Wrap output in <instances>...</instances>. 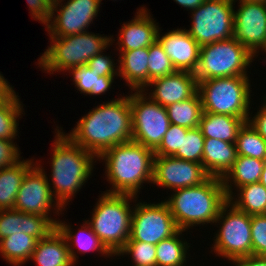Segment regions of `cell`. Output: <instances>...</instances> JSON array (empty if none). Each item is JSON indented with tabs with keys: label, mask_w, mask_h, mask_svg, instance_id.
I'll return each mask as SVG.
<instances>
[{
	"label": "cell",
	"mask_w": 266,
	"mask_h": 266,
	"mask_svg": "<svg viewBox=\"0 0 266 266\" xmlns=\"http://www.w3.org/2000/svg\"><path fill=\"white\" fill-rule=\"evenodd\" d=\"M100 6L99 0H53L51 18L44 26L47 36L65 37L88 32L100 13Z\"/></svg>",
	"instance_id": "5bb4252c"
},
{
	"label": "cell",
	"mask_w": 266,
	"mask_h": 266,
	"mask_svg": "<svg viewBox=\"0 0 266 266\" xmlns=\"http://www.w3.org/2000/svg\"><path fill=\"white\" fill-rule=\"evenodd\" d=\"M184 232L179 230L156 245V266H188L191 244L184 240Z\"/></svg>",
	"instance_id": "f1b7e54d"
},
{
	"label": "cell",
	"mask_w": 266,
	"mask_h": 266,
	"mask_svg": "<svg viewBox=\"0 0 266 266\" xmlns=\"http://www.w3.org/2000/svg\"><path fill=\"white\" fill-rule=\"evenodd\" d=\"M188 128L170 124L159 147L154 151L156 156H174L181 149L182 134H186Z\"/></svg>",
	"instance_id": "74e56055"
},
{
	"label": "cell",
	"mask_w": 266,
	"mask_h": 266,
	"mask_svg": "<svg viewBox=\"0 0 266 266\" xmlns=\"http://www.w3.org/2000/svg\"><path fill=\"white\" fill-rule=\"evenodd\" d=\"M210 176L203 165L173 156H156L153 159L152 183L158 188L174 191L179 188L197 186Z\"/></svg>",
	"instance_id": "2e32d148"
},
{
	"label": "cell",
	"mask_w": 266,
	"mask_h": 266,
	"mask_svg": "<svg viewBox=\"0 0 266 266\" xmlns=\"http://www.w3.org/2000/svg\"><path fill=\"white\" fill-rule=\"evenodd\" d=\"M138 198L132 202L134 209L130 238L127 241H141L157 245L180 230L164 200L159 203H147Z\"/></svg>",
	"instance_id": "7c38bea8"
},
{
	"label": "cell",
	"mask_w": 266,
	"mask_h": 266,
	"mask_svg": "<svg viewBox=\"0 0 266 266\" xmlns=\"http://www.w3.org/2000/svg\"><path fill=\"white\" fill-rule=\"evenodd\" d=\"M44 170L41 163L36 160V163L26 172L18 190L14 209L49 217L57 224L59 218L53 219L52 213L59 216L65 209L54 198Z\"/></svg>",
	"instance_id": "4fadbf2b"
},
{
	"label": "cell",
	"mask_w": 266,
	"mask_h": 266,
	"mask_svg": "<svg viewBox=\"0 0 266 266\" xmlns=\"http://www.w3.org/2000/svg\"><path fill=\"white\" fill-rule=\"evenodd\" d=\"M228 201L250 216L266 214V188L260 182L237 188Z\"/></svg>",
	"instance_id": "f546056e"
},
{
	"label": "cell",
	"mask_w": 266,
	"mask_h": 266,
	"mask_svg": "<svg viewBox=\"0 0 266 266\" xmlns=\"http://www.w3.org/2000/svg\"><path fill=\"white\" fill-rule=\"evenodd\" d=\"M132 140L155 151L166 134L170 120L166 107L152 101L142 91H131Z\"/></svg>",
	"instance_id": "8fae6325"
},
{
	"label": "cell",
	"mask_w": 266,
	"mask_h": 266,
	"mask_svg": "<svg viewBox=\"0 0 266 266\" xmlns=\"http://www.w3.org/2000/svg\"><path fill=\"white\" fill-rule=\"evenodd\" d=\"M254 58L255 56L234 37L216 41L200 47L194 76L197 82L213 78L250 76L248 68Z\"/></svg>",
	"instance_id": "ba28073f"
},
{
	"label": "cell",
	"mask_w": 266,
	"mask_h": 266,
	"mask_svg": "<svg viewBox=\"0 0 266 266\" xmlns=\"http://www.w3.org/2000/svg\"><path fill=\"white\" fill-rule=\"evenodd\" d=\"M236 144L205 138L202 165L210 177L223 178L237 159Z\"/></svg>",
	"instance_id": "603a6c76"
},
{
	"label": "cell",
	"mask_w": 266,
	"mask_h": 266,
	"mask_svg": "<svg viewBox=\"0 0 266 266\" xmlns=\"http://www.w3.org/2000/svg\"><path fill=\"white\" fill-rule=\"evenodd\" d=\"M19 97L15 91L8 98L0 100V139H17L19 119L25 115L24 104Z\"/></svg>",
	"instance_id": "d6a6232c"
},
{
	"label": "cell",
	"mask_w": 266,
	"mask_h": 266,
	"mask_svg": "<svg viewBox=\"0 0 266 266\" xmlns=\"http://www.w3.org/2000/svg\"><path fill=\"white\" fill-rule=\"evenodd\" d=\"M103 51L92 57L87 66L91 69V71H95L97 75L105 76V77H118V65L119 63H115V57L112 58V55L105 54Z\"/></svg>",
	"instance_id": "ab89813d"
},
{
	"label": "cell",
	"mask_w": 266,
	"mask_h": 266,
	"mask_svg": "<svg viewBox=\"0 0 266 266\" xmlns=\"http://www.w3.org/2000/svg\"><path fill=\"white\" fill-rule=\"evenodd\" d=\"M250 76L213 78L198 82L203 112L226 114L249 119L251 101Z\"/></svg>",
	"instance_id": "52a82bcc"
},
{
	"label": "cell",
	"mask_w": 266,
	"mask_h": 266,
	"mask_svg": "<svg viewBox=\"0 0 266 266\" xmlns=\"http://www.w3.org/2000/svg\"><path fill=\"white\" fill-rule=\"evenodd\" d=\"M176 72L170 58L165 53L163 46L156 40L149 46L148 58V84L157 79Z\"/></svg>",
	"instance_id": "d590c367"
},
{
	"label": "cell",
	"mask_w": 266,
	"mask_h": 266,
	"mask_svg": "<svg viewBox=\"0 0 266 266\" xmlns=\"http://www.w3.org/2000/svg\"><path fill=\"white\" fill-rule=\"evenodd\" d=\"M65 133L62 127L56 126L50 153V178L47 176L54 198L64 209L92 177L98 162L92 152L74 143Z\"/></svg>",
	"instance_id": "7a4b0ae2"
},
{
	"label": "cell",
	"mask_w": 266,
	"mask_h": 266,
	"mask_svg": "<svg viewBox=\"0 0 266 266\" xmlns=\"http://www.w3.org/2000/svg\"><path fill=\"white\" fill-rule=\"evenodd\" d=\"M14 92V86H12L0 72V100L8 98Z\"/></svg>",
	"instance_id": "f6af8a7d"
},
{
	"label": "cell",
	"mask_w": 266,
	"mask_h": 266,
	"mask_svg": "<svg viewBox=\"0 0 266 266\" xmlns=\"http://www.w3.org/2000/svg\"><path fill=\"white\" fill-rule=\"evenodd\" d=\"M82 223L83 224L80 226L81 228L79 227L77 231L73 230L72 225L60 219L56 224V228L66 240L69 249V255L73 264H78V252L79 254L85 255L88 252L91 253L92 251H96L101 255L100 257H112L114 259L115 256L106 248L99 237L93 232L90 224L86 221V219L83 220Z\"/></svg>",
	"instance_id": "44dd1931"
},
{
	"label": "cell",
	"mask_w": 266,
	"mask_h": 266,
	"mask_svg": "<svg viewBox=\"0 0 266 266\" xmlns=\"http://www.w3.org/2000/svg\"><path fill=\"white\" fill-rule=\"evenodd\" d=\"M259 182L266 188V160H264L263 171Z\"/></svg>",
	"instance_id": "7dc6e473"
},
{
	"label": "cell",
	"mask_w": 266,
	"mask_h": 266,
	"mask_svg": "<svg viewBox=\"0 0 266 266\" xmlns=\"http://www.w3.org/2000/svg\"><path fill=\"white\" fill-rule=\"evenodd\" d=\"M176 4L184 7L185 10H189L190 12L201 5L204 1L203 0H173Z\"/></svg>",
	"instance_id": "bcb514c9"
},
{
	"label": "cell",
	"mask_w": 266,
	"mask_h": 266,
	"mask_svg": "<svg viewBox=\"0 0 266 266\" xmlns=\"http://www.w3.org/2000/svg\"><path fill=\"white\" fill-rule=\"evenodd\" d=\"M245 122V119L239 117L203 112L198 128L205 138L235 143L238 131Z\"/></svg>",
	"instance_id": "d4e9b609"
},
{
	"label": "cell",
	"mask_w": 266,
	"mask_h": 266,
	"mask_svg": "<svg viewBox=\"0 0 266 266\" xmlns=\"http://www.w3.org/2000/svg\"><path fill=\"white\" fill-rule=\"evenodd\" d=\"M66 72L73 77L71 79L77 88L76 90L80 91V94L83 93V95L90 97L107 94L108 91H111L114 79H117L115 77H100L95 71H91L87 65L70 68Z\"/></svg>",
	"instance_id": "4dcf8cb0"
},
{
	"label": "cell",
	"mask_w": 266,
	"mask_h": 266,
	"mask_svg": "<svg viewBox=\"0 0 266 266\" xmlns=\"http://www.w3.org/2000/svg\"><path fill=\"white\" fill-rule=\"evenodd\" d=\"M228 263L232 264L231 266H266V256L250 255L230 260Z\"/></svg>",
	"instance_id": "ee69618b"
},
{
	"label": "cell",
	"mask_w": 266,
	"mask_h": 266,
	"mask_svg": "<svg viewBox=\"0 0 266 266\" xmlns=\"http://www.w3.org/2000/svg\"><path fill=\"white\" fill-rule=\"evenodd\" d=\"M263 51L264 54H266V45L263 47V49L261 50V52Z\"/></svg>",
	"instance_id": "c3c4849f"
},
{
	"label": "cell",
	"mask_w": 266,
	"mask_h": 266,
	"mask_svg": "<svg viewBox=\"0 0 266 266\" xmlns=\"http://www.w3.org/2000/svg\"><path fill=\"white\" fill-rule=\"evenodd\" d=\"M30 260L38 266H75L66 240L57 228L46 238L38 240Z\"/></svg>",
	"instance_id": "cb8c5ba5"
},
{
	"label": "cell",
	"mask_w": 266,
	"mask_h": 266,
	"mask_svg": "<svg viewBox=\"0 0 266 266\" xmlns=\"http://www.w3.org/2000/svg\"><path fill=\"white\" fill-rule=\"evenodd\" d=\"M235 144L238 156L266 160V140L248 122L238 131Z\"/></svg>",
	"instance_id": "836d02e7"
},
{
	"label": "cell",
	"mask_w": 266,
	"mask_h": 266,
	"mask_svg": "<svg viewBox=\"0 0 266 266\" xmlns=\"http://www.w3.org/2000/svg\"><path fill=\"white\" fill-rule=\"evenodd\" d=\"M134 18L128 22H123L119 29L116 48L114 52L136 50L152 45L157 40L159 24L150 14L144 5L137 8Z\"/></svg>",
	"instance_id": "d6986e66"
},
{
	"label": "cell",
	"mask_w": 266,
	"mask_h": 266,
	"mask_svg": "<svg viewBox=\"0 0 266 266\" xmlns=\"http://www.w3.org/2000/svg\"><path fill=\"white\" fill-rule=\"evenodd\" d=\"M127 94L93 107L66 135L97 158L112 146L131 141L132 111Z\"/></svg>",
	"instance_id": "6da1fadb"
},
{
	"label": "cell",
	"mask_w": 266,
	"mask_h": 266,
	"mask_svg": "<svg viewBox=\"0 0 266 266\" xmlns=\"http://www.w3.org/2000/svg\"><path fill=\"white\" fill-rule=\"evenodd\" d=\"M56 224L49 218L37 214H28L15 209L0 210V240L17 233L46 238Z\"/></svg>",
	"instance_id": "ffe728a7"
},
{
	"label": "cell",
	"mask_w": 266,
	"mask_h": 266,
	"mask_svg": "<svg viewBox=\"0 0 266 266\" xmlns=\"http://www.w3.org/2000/svg\"><path fill=\"white\" fill-rule=\"evenodd\" d=\"M234 1L240 5L234 9L233 37L256 59L266 45V6L263 1Z\"/></svg>",
	"instance_id": "9a60e30c"
},
{
	"label": "cell",
	"mask_w": 266,
	"mask_h": 266,
	"mask_svg": "<svg viewBox=\"0 0 266 266\" xmlns=\"http://www.w3.org/2000/svg\"><path fill=\"white\" fill-rule=\"evenodd\" d=\"M0 139V169L10 167L22 159L17 143Z\"/></svg>",
	"instance_id": "60d3db41"
},
{
	"label": "cell",
	"mask_w": 266,
	"mask_h": 266,
	"mask_svg": "<svg viewBox=\"0 0 266 266\" xmlns=\"http://www.w3.org/2000/svg\"><path fill=\"white\" fill-rule=\"evenodd\" d=\"M197 91L198 82L194 73L176 71L171 75L151 81L142 92L152 101L167 107L191 98Z\"/></svg>",
	"instance_id": "e0dca14e"
},
{
	"label": "cell",
	"mask_w": 266,
	"mask_h": 266,
	"mask_svg": "<svg viewBox=\"0 0 266 266\" xmlns=\"http://www.w3.org/2000/svg\"><path fill=\"white\" fill-rule=\"evenodd\" d=\"M149 47L119 51L118 77L125 81L129 92L143 91L148 85Z\"/></svg>",
	"instance_id": "7402d4cb"
},
{
	"label": "cell",
	"mask_w": 266,
	"mask_h": 266,
	"mask_svg": "<svg viewBox=\"0 0 266 266\" xmlns=\"http://www.w3.org/2000/svg\"><path fill=\"white\" fill-rule=\"evenodd\" d=\"M130 255L132 266H156V245L141 241H127L116 258Z\"/></svg>",
	"instance_id": "e575fe53"
},
{
	"label": "cell",
	"mask_w": 266,
	"mask_h": 266,
	"mask_svg": "<svg viewBox=\"0 0 266 266\" xmlns=\"http://www.w3.org/2000/svg\"><path fill=\"white\" fill-rule=\"evenodd\" d=\"M164 200L180 230L212 225L228 201L222 179L209 177L193 187L179 188Z\"/></svg>",
	"instance_id": "277c9868"
},
{
	"label": "cell",
	"mask_w": 266,
	"mask_h": 266,
	"mask_svg": "<svg viewBox=\"0 0 266 266\" xmlns=\"http://www.w3.org/2000/svg\"><path fill=\"white\" fill-rule=\"evenodd\" d=\"M247 1H263V0H247Z\"/></svg>",
	"instance_id": "681fc988"
},
{
	"label": "cell",
	"mask_w": 266,
	"mask_h": 266,
	"mask_svg": "<svg viewBox=\"0 0 266 266\" xmlns=\"http://www.w3.org/2000/svg\"><path fill=\"white\" fill-rule=\"evenodd\" d=\"M204 140L198 127L189 129L186 134H182L181 149L173 157L202 164Z\"/></svg>",
	"instance_id": "8d00e7d4"
},
{
	"label": "cell",
	"mask_w": 266,
	"mask_h": 266,
	"mask_svg": "<svg viewBox=\"0 0 266 266\" xmlns=\"http://www.w3.org/2000/svg\"><path fill=\"white\" fill-rule=\"evenodd\" d=\"M154 151L131 140L112 146L97 160L105 163L106 193L139 196L143 184H152Z\"/></svg>",
	"instance_id": "3957f363"
},
{
	"label": "cell",
	"mask_w": 266,
	"mask_h": 266,
	"mask_svg": "<svg viewBox=\"0 0 266 266\" xmlns=\"http://www.w3.org/2000/svg\"><path fill=\"white\" fill-rule=\"evenodd\" d=\"M252 255L266 256V214L251 216Z\"/></svg>",
	"instance_id": "f35d334b"
},
{
	"label": "cell",
	"mask_w": 266,
	"mask_h": 266,
	"mask_svg": "<svg viewBox=\"0 0 266 266\" xmlns=\"http://www.w3.org/2000/svg\"><path fill=\"white\" fill-rule=\"evenodd\" d=\"M264 96L263 101L260 102L261 106L257 108V113L255 112L252 116L251 112L247 122L266 140V94Z\"/></svg>",
	"instance_id": "7bdbcfd3"
},
{
	"label": "cell",
	"mask_w": 266,
	"mask_h": 266,
	"mask_svg": "<svg viewBox=\"0 0 266 266\" xmlns=\"http://www.w3.org/2000/svg\"><path fill=\"white\" fill-rule=\"evenodd\" d=\"M212 253L228 261L252 255L251 216L227 201L214 222ZM218 225H220L218 227Z\"/></svg>",
	"instance_id": "9c48e42d"
},
{
	"label": "cell",
	"mask_w": 266,
	"mask_h": 266,
	"mask_svg": "<svg viewBox=\"0 0 266 266\" xmlns=\"http://www.w3.org/2000/svg\"><path fill=\"white\" fill-rule=\"evenodd\" d=\"M98 197L90 212L91 217L86 221L106 248L116 256L130 238L134 209L131 202L138 196L101 192Z\"/></svg>",
	"instance_id": "8992f818"
},
{
	"label": "cell",
	"mask_w": 266,
	"mask_h": 266,
	"mask_svg": "<svg viewBox=\"0 0 266 266\" xmlns=\"http://www.w3.org/2000/svg\"><path fill=\"white\" fill-rule=\"evenodd\" d=\"M38 240L27 234L17 233L0 240V255L10 266H22L30 262Z\"/></svg>",
	"instance_id": "83f0119b"
},
{
	"label": "cell",
	"mask_w": 266,
	"mask_h": 266,
	"mask_svg": "<svg viewBox=\"0 0 266 266\" xmlns=\"http://www.w3.org/2000/svg\"><path fill=\"white\" fill-rule=\"evenodd\" d=\"M264 160L237 156L235 163L231 169L222 178V183L229 197L234 189L245 186L247 184L258 183L263 171Z\"/></svg>",
	"instance_id": "484cf974"
},
{
	"label": "cell",
	"mask_w": 266,
	"mask_h": 266,
	"mask_svg": "<svg viewBox=\"0 0 266 266\" xmlns=\"http://www.w3.org/2000/svg\"><path fill=\"white\" fill-rule=\"evenodd\" d=\"M161 31L159 28L157 40L163 46L176 71L194 73L198 66L201 46L190 36L185 28H173V30H169L166 33Z\"/></svg>",
	"instance_id": "ac0fdd59"
},
{
	"label": "cell",
	"mask_w": 266,
	"mask_h": 266,
	"mask_svg": "<svg viewBox=\"0 0 266 266\" xmlns=\"http://www.w3.org/2000/svg\"><path fill=\"white\" fill-rule=\"evenodd\" d=\"M35 158L18 161L0 169V210L14 209L18 190L26 172L36 163Z\"/></svg>",
	"instance_id": "4316f807"
},
{
	"label": "cell",
	"mask_w": 266,
	"mask_h": 266,
	"mask_svg": "<svg viewBox=\"0 0 266 266\" xmlns=\"http://www.w3.org/2000/svg\"><path fill=\"white\" fill-rule=\"evenodd\" d=\"M171 124L193 129L199 126L203 113L201 97L198 91L187 100L166 107Z\"/></svg>",
	"instance_id": "1f68e13d"
},
{
	"label": "cell",
	"mask_w": 266,
	"mask_h": 266,
	"mask_svg": "<svg viewBox=\"0 0 266 266\" xmlns=\"http://www.w3.org/2000/svg\"><path fill=\"white\" fill-rule=\"evenodd\" d=\"M48 37L50 45L38 57L36 65L49 75L87 65L92 57L108 50L117 40L113 35L103 36L89 31L65 37Z\"/></svg>",
	"instance_id": "5b68a950"
},
{
	"label": "cell",
	"mask_w": 266,
	"mask_h": 266,
	"mask_svg": "<svg viewBox=\"0 0 266 266\" xmlns=\"http://www.w3.org/2000/svg\"><path fill=\"white\" fill-rule=\"evenodd\" d=\"M30 16L44 26L51 18L53 0H26Z\"/></svg>",
	"instance_id": "b9f144b4"
},
{
	"label": "cell",
	"mask_w": 266,
	"mask_h": 266,
	"mask_svg": "<svg viewBox=\"0 0 266 266\" xmlns=\"http://www.w3.org/2000/svg\"><path fill=\"white\" fill-rule=\"evenodd\" d=\"M235 3L234 0L203 2L191 11V27L185 30L200 46L232 38Z\"/></svg>",
	"instance_id": "30bf717a"
}]
</instances>
